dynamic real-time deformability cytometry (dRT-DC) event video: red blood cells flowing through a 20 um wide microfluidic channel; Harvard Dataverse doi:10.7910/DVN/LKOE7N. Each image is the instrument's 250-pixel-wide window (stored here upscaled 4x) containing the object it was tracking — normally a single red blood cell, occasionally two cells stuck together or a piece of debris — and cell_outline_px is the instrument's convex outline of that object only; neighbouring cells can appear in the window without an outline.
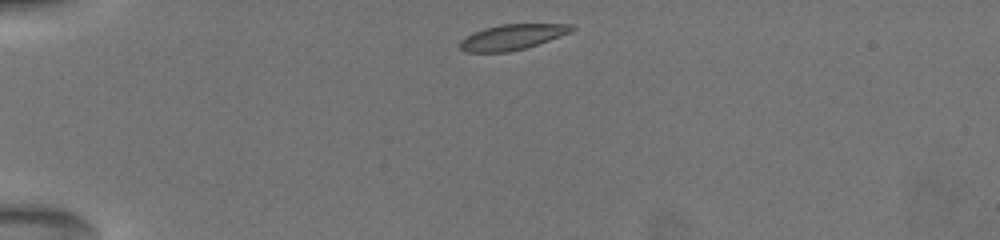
{"species": "common noctule bat (a hibernating species)", "species_latin": "Nyctalus noctula", "temperature_condition": "warm", "stored_images_in_passage": 28, "camera_frame_rate_fps": 3000, "um_per_image_px": 0.085, "animal": {"sex": "female", "body_mass_g": 19.5, "forearm_length_mm": 54.1}, "frame": {"image": 1, "passage_image": 1, "time_ms": 0.0, "image_size_px": [1000, 240], "cell_outline_px": [[576, 28], [572, 32], [524, 48], [508, 52], [468, 52], [460, 48], [460, 40], [484, 28], [500, 24], [572, 24]], "centroid_in_image_um": [43.57, 3.14], "position_along_channel_um": 41.4, "area_um2": 16.3}}
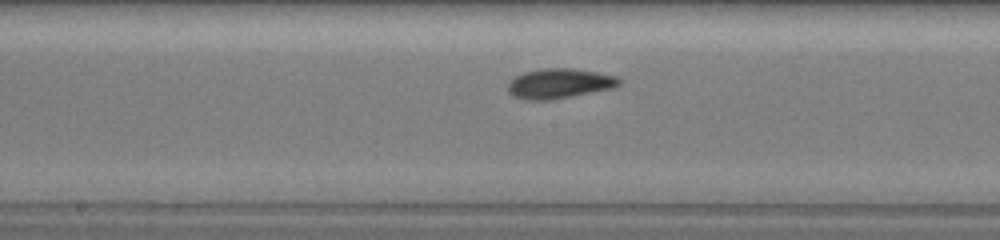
{"frame": {"image": 2, "passage_image": 15, "time_ms": 5.667, "image_size_px": [1000, 240], "cell_outline_px": [[620, 84], [612, 88], [552, 100], [524, 100], [508, 92], [508, 84], [516, 76], [524, 72], [544, 68], [572, 68], [596, 72], [616, 76], [620, 80]], "centroid_in_image_um": [47.53, 7.1], "position_along_channel_um": 200.7, "area_um2": 19.19}}
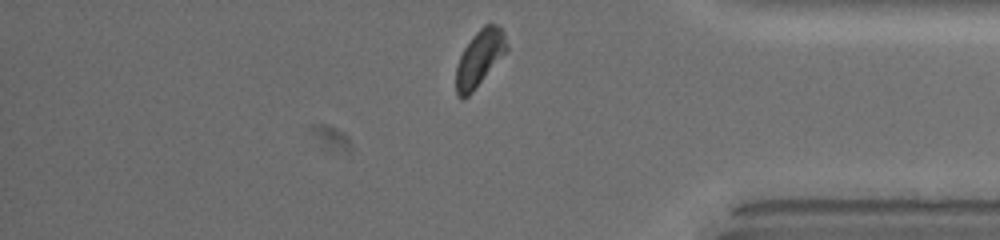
{"frame": {"image": 3, "passage_image": 28, "time_ms": 11.333, "image_size_px": [1000, 240], "cell_outline_px": [[508, 52], [472, 92], [468, 96], [460, 100], [456, 96], [456, 68], [460, 56], [464, 48], [476, 32], [484, 24], [496, 24], [504, 32], [508, 44]], "centroid_in_image_um": [40.78, 4.96], "position_along_channel_um": 394.4, "area_um2": 16.76}, "authors_computed_cell_mechanics": {"area_um2": 17.8891, "velocity_mm_per_s": 3.6921, "shape_relaxation_time_tau1_ms": 2.087, "shape_relaxation_time_tau2_ms": 4.8736, "deformation_change_tau1": 0.117, "deformation_change_tau2": 0.0908}}